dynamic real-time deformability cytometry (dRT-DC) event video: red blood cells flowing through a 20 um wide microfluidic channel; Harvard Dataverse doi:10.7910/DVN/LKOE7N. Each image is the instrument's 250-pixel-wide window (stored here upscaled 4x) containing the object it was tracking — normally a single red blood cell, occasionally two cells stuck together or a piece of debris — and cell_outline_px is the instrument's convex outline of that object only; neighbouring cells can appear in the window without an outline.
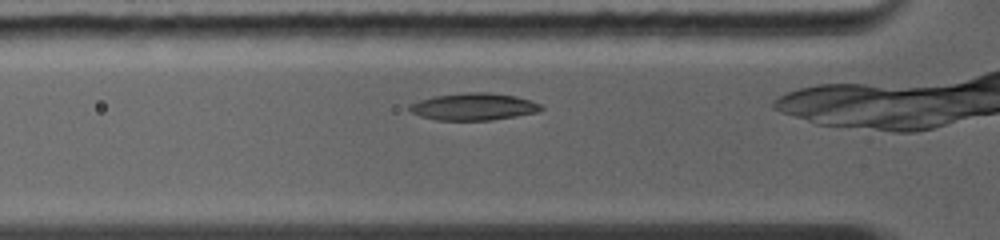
{"species": "common noctule bat (a hibernating species)", "species_latin": "Nyctalus noctula", "temperature_condition": "warm", "stored_images_in_passage": 25, "camera_frame_rate_fps": 5000, "um_per_image_px": 0.085, "animal": {"sex": "female", "body_mass_g": 19.0, "forearm_length_mm": 56.7}, "frame": {"image": 1, "passage_image": 3, "time_ms": 0.8, "image_size_px": [1000, 240], "cell_outline_px": [[544, 108], [540, 112], [492, 120], [436, 120], [420, 116], [412, 112], [408, 108], [408, 104], [420, 100], [436, 96], [464, 92], [488, 92], [512, 96], [528, 100], [540, 104]], "centroid_in_image_um": [40.25, 9.07], "position_along_channel_um": 85.6, "area_um2": 20.69}}
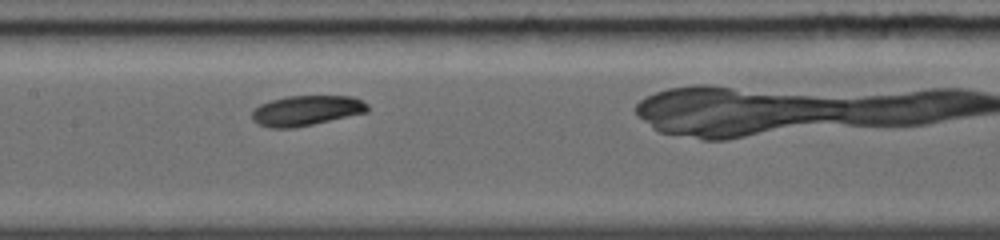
{"frame": {"image": 2, "passage_image": 9, "time_ms": 3.0, "image_size_px": [1000, 240], "cell_outline_px": [[368, 112], [312, 124], [292, 128], [272, 128], [256, 124], [252, 120], [252, 112], [260, 104], [272, 100], [288, 96], [352, 96], [368, 104]], "centroid_in_image_um": [26.02, 9.4], "position_along_channel_um": 181.4, "area_um2": 20.17}}
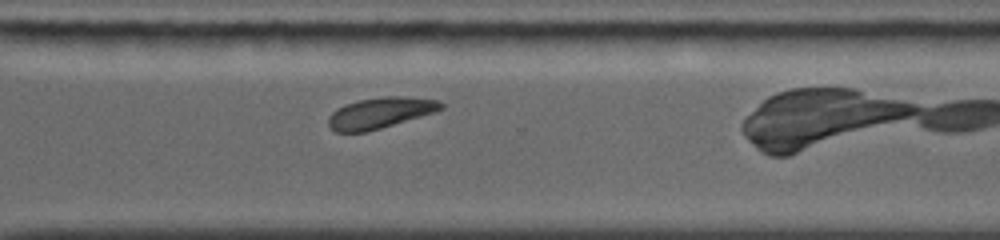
{"frame": {"image": 3, "passage_image": 18, "time_ms": 6.6, "image_size_px": [1000, 240], "cell_outline_px": [[444, 108], [432, 112], [380, 128], [364, 132], [336, 132], [328, 124], [328, 116], [332, 112], [344, 104], [360, 100], [384, 96], [400, 96], [440, 100], [444, 104]], "centroid_in_image_um": [32.28, 9.58], "position_along_channel_um": 338.3, "area_um2": 19.94}, "authors_computed_cell_mechanics": {"area_um2": 20.3456, "velocity_mm_per_s": 4.3566, "shape_relaxation_time_tau1_ms": 2.8272, "shape_relaxation_time_tau2_ms": null, "deformation_change_tau1": 0.0932, "deformation_change_tau2": null}}